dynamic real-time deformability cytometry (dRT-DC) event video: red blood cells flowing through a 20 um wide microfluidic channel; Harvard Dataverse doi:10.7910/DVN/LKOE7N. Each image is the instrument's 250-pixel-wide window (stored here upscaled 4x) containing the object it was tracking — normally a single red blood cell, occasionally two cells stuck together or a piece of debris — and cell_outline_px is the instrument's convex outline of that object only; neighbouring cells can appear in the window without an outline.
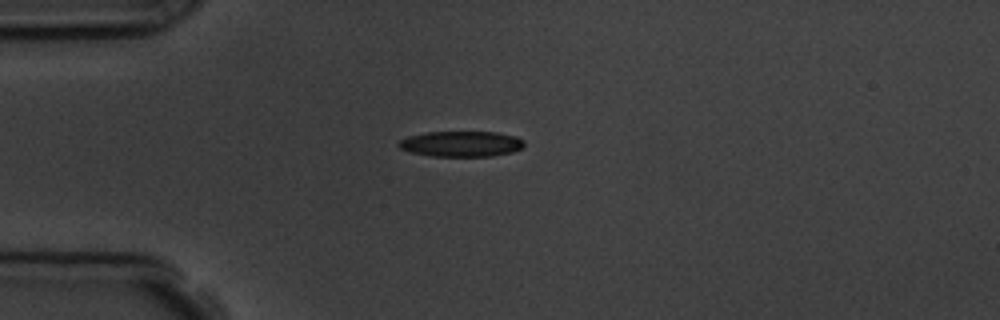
{"species": "common noctule bat (a hibernating species)", "species_latin": "Nyctalus noctula", "temperature_condition": "room temperature", "stored_images_in_passage": 4, "camera_frame_rate_fps": 3000, "um_per_image_px": 0.085, "animal": {"sex": "male", "body_mass_g": 19.5, "forearm_length_mm": 54.6}, "frame": {"image": 1, "passage_image": 1, "time_ms": 0.0, "image_size_px": [1000, 320], "cell_outline_px": [[524, 144], [520, 148], [512, 152], [492, 156], [432, 156], [412, 152], [400, 148], [396, 144], [400, 140], [408, 136], [424, 132], [496, 132], [516, 136], [524, 140]], "centroid_in_image_um": [39.19, 12.22], "position_along_channel_um": 45.8, "area_um2": 18.67}}